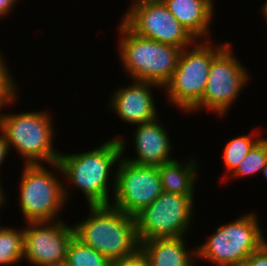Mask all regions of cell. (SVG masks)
<instances>
[{"instance_id": "obj_1", "label": "cell", "mask_w": 267, "mask_h": 266, "mask_svg": "<svg viewBox=\"0 0 267 266\" xmlns=\"http://www.w3.org/2000/svg\"><path fill=\"white\" fill-rule=\"evenodd\" d=\"M121 158V145L118 138H114L88 152H61L58 162L50 166L63 174L75 189L83 192L87 205H105L111 203L108 186L112 167L118 165Z\"/></svg>"}, {"instance_id": "obj_2", "label": "cell", "mask_w": 267, "mask_h": 266, "mask_svg": "<svg viewBox=\"0 0 267 266\" xmlns=\"http://www.w3.org/2000/svg\"><path fill=\"white\" fill-rule=\"evenodd\" d=\"M88 217L74 226L75 237L110 261L140 250L135 218L112 204L88 205Z\"/></svg>"}, {"instance_id": "obj_3", "label": "cell", "mask_w": 267, "mask_h": 266, "mask_svg": "<svg viewBox=\"0 0 267 266\" xmlns=\"http://www.w3.org/2000/svg\"><path fill=\"white\" fill-rule=\"evenodd\" d=\"M118 51L124 71L131 80L153 82L162 88L177 67L181 48L144 38L133 32L123 21L119 25Z\"/></svg>"}, {"instance_id": "obj_4", "label": "cell", "mask_w": 267, "mask_h": 266, "mask_svg": "<svg viewBox=\"0 0 267 266\" xmlns=\"http://www.w3.org/2000/svg\"><path fill=\"white\" fill-rule=\"evenodd\" d=\"M3 108L4 106L0 107V111ZM48 113L49 111H31L7 115L0 112V130L9 148L12 147L24 157V164L46 162L50 165L58 162L61 152L52 146L55 131L52 127V116Z\"/></svg>"}, {"instance_id": "obj_5", "label": "cell", "mask_w": 267, "mask_h": 266, "mask_svg": "<svg viewBox=\"0 0 267 266\" xmlns=\"http://www.w3.org/2000/svg\"><path fill=\"white\" fill-rule=\"evenodd\" d=\"M256 214L247 213L224 224L196 247L197 259L217 266H243L245 260L265 242Z\"/></svg>"}, {"instance_id": "obj_6", "label": "cell", "mask_w": 267, "mask_h": 266, "mask_svg": "<svg viewBox=\"0 0 267 266\" xmlns=\"http://www.w3.org/2000/svg\"><path fill=\"white\" fill-rule=\"evenodd\" d=\"M200 42L197 40L191 47L182 49L177 67L163 87L169 102L184 112H189L202 99L212 59L229 43L214 46L210 40Z\"/></svg>"}, {"instance_id": "obj_7", "label": "cell", "mask_w": 267, "mask_h": 266, "mask_svg": "<svg viewBox=\"0 0 267 266\" xmlns=\"http://www.w3.org/2000/svg\"><path fill=\"white\" fill-rule=\"evenodd\" d=\"M22 173L19 206L25 220L59 221V212L66 205L70 193L66 183L44 164H25Z\"/></svg>"}, {"instance_id": "obj_8", "label": "cell", "mask_w": 267, "mask_h": 266, "mask_svg": "<svg viewBox=\"0 0 267 266\" xmlns=\"http://www.w3.org/2000/svg\"><path fill=\"white\" fill-rule=\"evenodd\" d=\"M122 148L116 173H113L114 199L110 204L125 214L135 217L163 192L158 167L142 166L123 158L126 139H118Z\"/></svg>"}, {"instance_id": "obj_9", "label": "cell", "mask_w": 267, "mask_h": 266, "mask_svg": "<svg viewBox=\"0 0 267 266\" xmlns=\"http://www.w3.org/2000/svg\"><path fill=\"white\" fill-rule=\"evenodd\" d=\"M194 197L162 192L134 218L139 243L156 238H177L189 229Z\"/></svg>"}, {"instance_id": "obj_10", "label": "cell", "mask_w": 267, "mask_h": 266, "mask_svg": "<svg viewBox=\"0 0 267 266\" xmlns=\"http://www.w3.org/2000/svg\"><path fill=\"white\" fill-rule=\"evenodd\" d=\"M232 44L228 43L213 59L202 99L189 111L212 110L219 117L227 114L232 104L240 96L249 73L233 54Z\"/></svg>"}, {"instance_id": "obj_11", "label": "cell", "mask_w": 267, "mask_h": 266, "mask_svg": "<svg viewBox=\"0 0 267 266\" xmlns=\"http://www.w3.org/2000/svg\"><path fill=\"white\" fill-rule=\"evenodd\" d=\"M130 6L121 21L137 35L181 49L191 47L197 41L162 0H144Z\"/></svg>"}, {"instance_id": "obj_12", "label": "cell", "mask_w": 267, "mask_h": 266, "mask_svg": "<svg viewBox=\"0 0 267 266\" xmlns=\"http://www.w3.org/2000/svg\"><path fill=\"white\" fill-rule=\"evenodd\" d=\"M61 220L26 223L23 259L33 266L65 264L67 249L75 232L73 225H66Z\"/></svg>"}, {"instance_id": "obj_13", "label": "cell", "mask_w": 267, "mask_h": 266, "mask_svg": "<svg viewBox=\"0 0 267 266\" xmlns=\"http://www.w3.org/2000/svg\"><path fill=\"white\" fill-rule=\"evenodd\" d=\"M132 81L131 85L113 91L109 106L122 121L135 126L159 116L151 90L162 87L153 82Z\"/></svg>"}, {"instance_id": "obj_14", "label": "cell", "mask_w": 267, "mask_h": 266, "mask_svg": "<svg viewBox=\"0 0 267 266\" xmlns=\"http://www.w3.org/2000/svg\"><path fill=\"white\" fill-rule=\"evenodd\" d=\"M159 117L142 124H137L134 133V147L137 158H126L127 161L142 166L159 167L173 160L171 155V139Z\"/></svg>"}, {"instance_id": "obj_15", "label": "cell", "mask_w": 267, "mask_h": 266, "mask_svg": "<svg viewBox=\"0 0 267 266\" xmlns=\"http://www.w3.org/2000/svg\"><path fill=\"white\" fill-rule=\"evenodd\" d=\"M162 2L196 40H210L209 26L215 6L212 0H162Z\"/></svg>"}, {"instance_id": "obj_16", "label": "cell", "mask_w": 267, "mask_h": 266, "mask_svg": "<svg viewBox=\"0 0 267 266\" xmlns=\"http://www.w3.org/2000/svg\"><path fill=\"white\" fill-rule=\"evenodd\" d=\"M184 238L185 236L142 241L140 251L146 257L149 266H196V248L189 251Z\"/></svg>"}, {"instance_id": "obj_17", "label": "cell", "mask_w": 267, "mask_h": 266, "mask_svg": "<svg viewBox=\"0 0 267 266\" xmlns=\"http://www.w3.org/2000/svg\"><path fill=\"white\" fill-rule=\"evenodd\" d=\"M189 160L181 163L173 159L158 167L164 192L194 197L199 165H197V160L192 158Z\"/></svg>"}, {"instance_id": "obj_18", "label": "cell", "mask_w": 267, "mask_h": 266, "mask_svg": "<svg viewBox=\"0 0 267 266\" xmlns=\"http://www.w3.org/2000/svg\"><path fill=\"white\" fill-rule=\"evenodd\" d=\"M24 257V229L2 227L0 229V266L20 263Z\"/></svg>"}, {"instance_id": "obj_19", "label": "cell", "mask_w": 267, "mask_h": 266, "mask_svg": "<svg viewBox=\"0 0 267 266\" xmlns=\"http://www.w3.org/2000/svg\"><path fill=\"white\" fill-rule=\"evenodd\" d=\"M111 261L75 236L69 243L65 266H110Z\"/></svg>"}, {"instance_id": "obj_20", "label": "cell", "mask_w": 267, "mask_h": 266, "mask_svg": "<svg viewBox=\"0 0 267 266\" xmlns=\"http://www.w3.org/2000/svg\"><path fill=\"white\" fill-rule=\"evenodd\" d=\"M267 163V139L260 137V139L252 146L245 158L240 162L237 168L230 173L226 180L232 176L233 178L253 176L259 174Z\"/></svg>"}, {"instance_id": "obj_21", "label": "cell", "mask_w": 267, "mask_h": 266, "mask_svg": "<svg viewBox=\"0 0 267 266\" xmlns=\"http://www.w3.org/2000/svg\"><path fill=\"white\" fill-rule=\"evenodd\" d=\"M253 135L237 136L227 142L223 149V162L227 171V175L224 174L223 176L224 179L225 176L228 177L230 172L232 173L237 168L252 146L260 139L259 134H256L257 138L255 133Z\"/></svg>"}, {"instance_id": "obj_22", "label": "cell", "mask_w": 267, "mask_h": 266, "mask_svg": "<svg viewBox=\"0 0 267 266\" xmlns=\"http://www.w3.org/2000/svg\"><path fill=\"white\" fill-rule=\"evenodd\" d=\"M4 55L0 53V107L13 104L17 99V88L9 67L4 63Z\"/></svg>"}, {"instance_id": "obj_23", "label": "cell", "mask_w": 267, "mask_h": 266, "mask_svg": "<svg viewBox=\"0 0 267 266\" xmlns=\"http://www.w3.org/2000/svg\"><path fill=\"white\" fill-rule=\"evenodd\" d=\"M243 266H267V241L245 260Z\"/></svg>"}, {"instance_id": "obj_24", "label": "cell", "mask_w": 267, "mask_h": 266, "mask_svg": "<svg viewBox=\"0 0 267 266\" xmlns=\"http://www.w3.org/2000/svg\"><path fill=\"white\" fill-rule=\"evenodd\" d=\"M110 266H149L146 257L139 250L135 255L124 258L113 260Z\"/></svg>"}, {"instance_id": "obj_25", "label": "cell", "mask_w": 267, "mask_h": 266, "mask_svg": "<svg viewBox=\"0 0 267 266\" xmlns=\"http://www.w3.org/2000/svg\"><path fill=\"white\" fill-rule=\"evenodd\" d=\"M9 150L11 149L9 148L8 142L3 132L0 130V167L5 158H7L6 156H8L7 154L9 153Z\"/></svg>"}, {"instance_id": "obj_26", "label": "cell", "mask_w": 267, "mask_h": 266, "mask_svg": "<svg viewBox=\"0 0 267 266\" xmlns=\"http://www.w3.org/2000/svg\"><path fill=\"white\" fill-rule=\"evenodd\" d=\"M17 2L18 0H0V19L9 14Z\"/></svg>"}, {"instance_id": "obj_27", "label": "cell", "mask_w": 267, "mask_h": 266, "mask_svg": "<svg viewBox=\"0 0 267 266\" xmlns=\"http://www.w3.org/2000/svg\"><path fill=\"white\" fill-rule=\"evenodd\" d=\"M4 194H6V193H4L2 185L0 183V207L3 206L6 202L5 200H7L5 197L6 195H4Z\"/></svg>"}, {"instance_id": "obj_28", "label": "cell", "mask_w": 267, "mask_h": 266, "mask_svg": "<svg viewBox=\"0 0 267 266\" xmlns=\"http://www.w3.org/2000/svg\"><path fill=\"white\" fill-rule=\"evenodd\" d=\"M261 12L263 14L262 16L265 18L264 21H266V24H267V0L264 3V5L262 6Z\"/></svg>"}, {"instance_id": "obj_29", "label": "cell", "mask_w": 267, "mask_h": 266, "mask_svg": "<svg viewBox=\"0 0 267 266\" xmlns=\"http://www.w3.org/2000/svg\"><path fill=\"white\" fill-rule=\"evenodd\" d=\"M261 173H262L263 176L266 177V179H267V163H266V166L262 169V172H261Z\"/></svg>"}, {"instance_id": "obj_30", "label": "cell", "mask_w": 267, "mask_h": 266, "mask_svg": "<svg viewBox=\"0 0 267 266\" xmlns=\"http://www.w3.org/2000/svg\"><path fill=\"white\" fill-rule=\"evenodd\" d=\"M134 2H132L131 4L133 3H137V2H140V1H144V0H133Z\"/></svg>"}]
</instances>
